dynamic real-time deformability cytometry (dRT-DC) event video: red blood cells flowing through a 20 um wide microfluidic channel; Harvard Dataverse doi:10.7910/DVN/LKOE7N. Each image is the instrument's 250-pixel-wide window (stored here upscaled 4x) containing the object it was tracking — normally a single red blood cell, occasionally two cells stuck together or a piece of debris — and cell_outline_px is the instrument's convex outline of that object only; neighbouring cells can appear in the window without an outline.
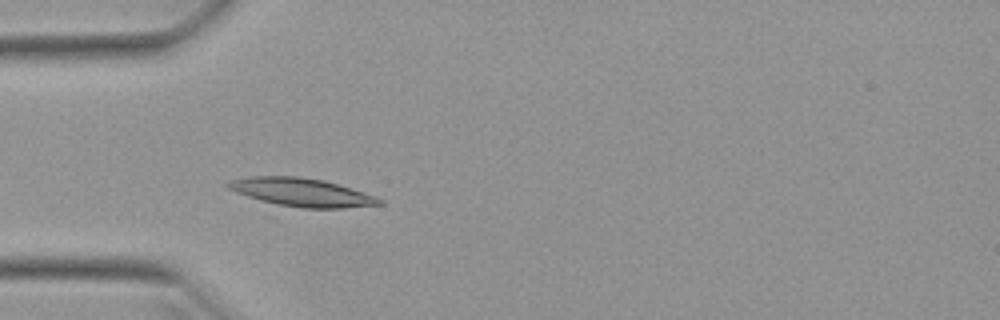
{"species": "Egyptian fruit bat (a non-hibernating species)", "species_latin": "Rousettus aegyptiacus", "temperature_condition": "warm", "stored_images_in_passage": 16, "camera_frame_rate_fps": 3000, "um_per_image_px": 0.085, "animal": {"sex": "female"}, "frame": {"image": 1, "passage_image": 4, "time_ms": 1.0, "image_size_px": [1000, 320], "cell_outline_px": [[384, 204], [344, 208], [300, 208], [276, 204], [260, 200], [236, 192], [228, 188], [224, 184], [228, 180], [248, 176], [296, 176], [324, 180], [376, 196], [384, 200]], "centroid_in_image_um": [25.63, 16.34], "position_along_channel_um": 59.4, "area_um2": 24.97}}
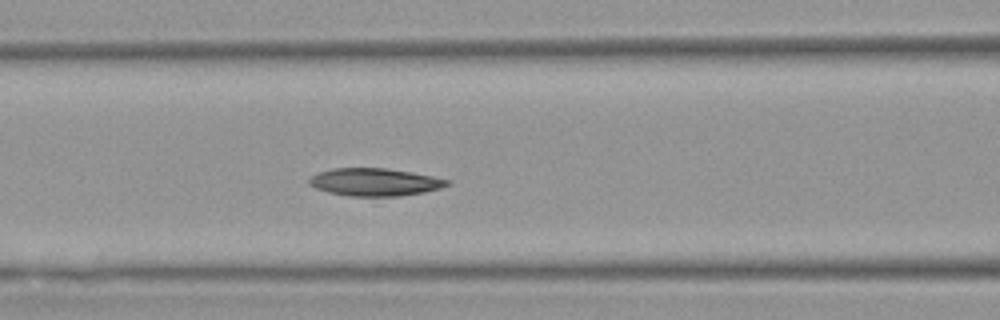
{"frame": {"image": 2, "passage_image": 10, "time_ms": 3.0, "image_size_px": [1000, 320], "cell_outline_px": [[452, 184], [440, 188], [424, 192], [400, 196], [348, 196], [328, 192], [316, 188], [308, 184], [308, 180], [312, 176], [320, 172], [332, 168], [388, 168], [412, 172], [432, 176], [448, 180]], "centroid_in_image_um": [31.86, 15.48], "position_along_channel_um": 134.7, "area_um2": 22.25}}
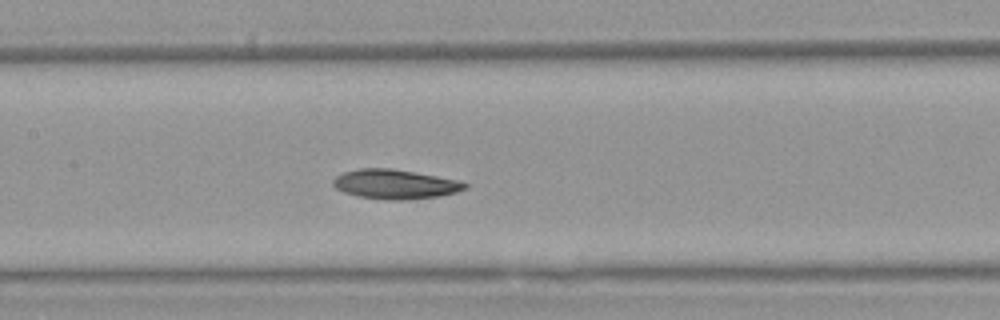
{"frame": {"image": 3, "passage_image": 13, "time_ms": 4.0, "image_size_px": [1000, 320], "cell_outline_px": [[468, 188], [456, 192], [440, 196], [404, 200], [388, 200], [360, 196], [344, 192], [336, 188], [332, 184], [332, 180], [336, 176], [344, 172], [360, 168], [388, 168], [460, 180], [468, 184]], "centroid_in_image_um": [33.59, 15.66], "position_along_channel_um": 173.8, "area_um2": 22.48}}